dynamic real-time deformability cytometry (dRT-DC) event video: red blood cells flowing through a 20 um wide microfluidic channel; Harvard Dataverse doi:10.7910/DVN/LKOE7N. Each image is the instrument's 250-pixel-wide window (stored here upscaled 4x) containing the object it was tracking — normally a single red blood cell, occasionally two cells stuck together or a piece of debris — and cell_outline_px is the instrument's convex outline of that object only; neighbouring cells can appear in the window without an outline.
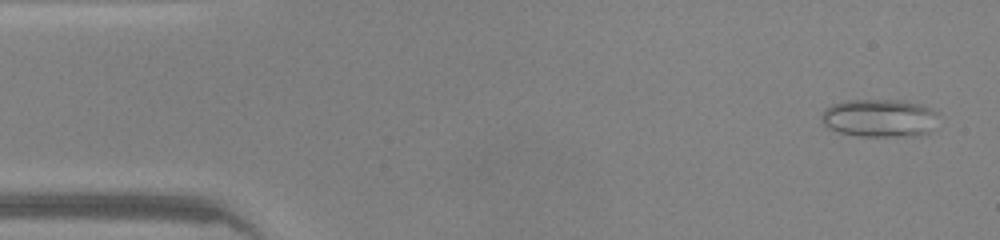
{"species": "common noctule bat (a hibernating species)", "species_latin": "Nyctalus noctula", "temperature_condition": "warm", "stored_images_in_passage": 45, "camera_frame_rate_fps": 3000, "um_per_image_px": 0.085, "animal": {"sex": "male", "body_mass_g": 20.0, "forearm_length_mm": 53.3}, "frame": {"image": 1, "passage_image": 2, "time_ms": 0.333, "image_size_px": [1000, 240], "cell_outline_px": [[936, 112], [928, 132], [912, 136], [860, 136], [840, 132], [828, 128], [820, 120], [820, 116], [824, 108], [832, 104], [848, 100], [900, 100], [920, 104]], "centroid_in_image_um": [74.64, 10.02], "position_along_channel_um": 10.4, "area_um2": 25.49}}
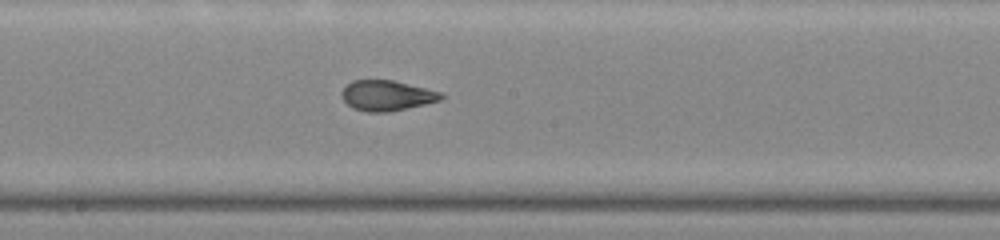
{"frame": {"image": 2, "passage_image": 24, "time_ms": 7.667, "image_size_px": [1000, 240], "cell_outline_px": [[444, 96], [440, 100], [424, 104], [388, 112], [368, 112], [352, 108], [344, 100], [340, 92], [352, 80], [392, 80], [440, 92]], "centroid_in_image_um": [32.84, 8.12], "position_along_channel_um": 215.4, "area_um2": 17.28}}
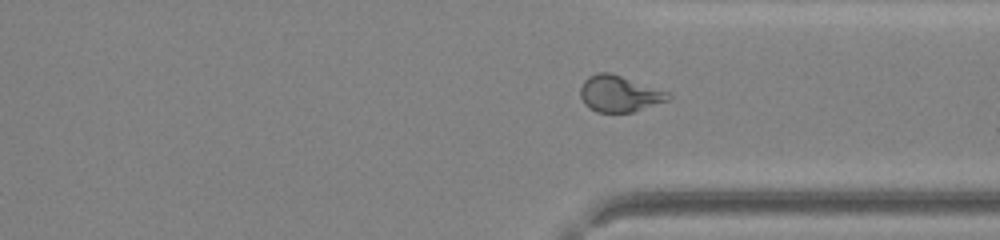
{"frame": {"image": 3, "passage_image": 34, "time_ms": 11.0, "image_size_px": [1000, 240], "cell_outline_px": [[672, 96], [668, 100], [632, 112], [596, 112], [588, 108], [584, 104], [580, 96], [580, 88], [584, 80], [588, 76], [596, 72], [612, 72], [668, 92]], "centroid_in_image_um": [52.6, 7.95], "position_along_channel_um": 358.8, "area_um2": 18.67}, "authors_computed_cell_mechanics": {"area_um2": 19.3052, "velocity_mm_per_s": 4.2956, "shape_relaxation_time_tau1_ms": null, "shape_relaxation_time_tau2_ms": 1.0909, "deformation_change_tau1": null, "deformation_change_tau2": 0.0792}}